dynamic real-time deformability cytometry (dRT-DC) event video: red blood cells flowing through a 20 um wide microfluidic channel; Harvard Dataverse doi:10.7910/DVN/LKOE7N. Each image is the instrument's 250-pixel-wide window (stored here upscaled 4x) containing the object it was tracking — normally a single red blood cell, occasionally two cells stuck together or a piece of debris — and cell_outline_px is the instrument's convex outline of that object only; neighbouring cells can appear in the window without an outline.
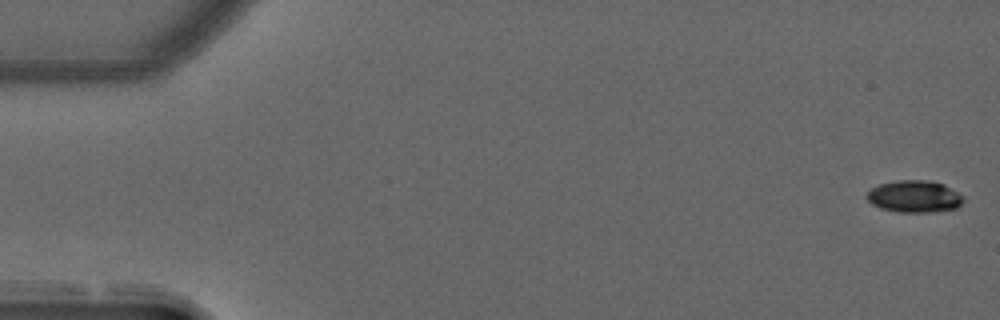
{"species": "common noctule bat (a hibernating species)", "species_latin": "Nyctalus noctula", "temperature_condition": "warm", "stored_images_in_passage": 55, "camera_frame_rate_fps": 3000, "um_per_image_px": 0.085, "animal": {"sex": "male", "forearm_length_mm": 52.5}, "frame": {"image": 1, "passage_image": 1, "time_ms": 0.0, "image_size_px": [1000, 320], "cell_outline_px": [[964, 200], [956, 208], [928, 212], [900, 212], [880, 208], [872, 204], [864, 196], [872, 188], [880, 184], [896, 180], [928, 180], [944, 184], [964, 196]], "centroid_in_image_um": [77.71, 16.69], "position_along_channel_um": 7.3, "area_um2": 17.98}}
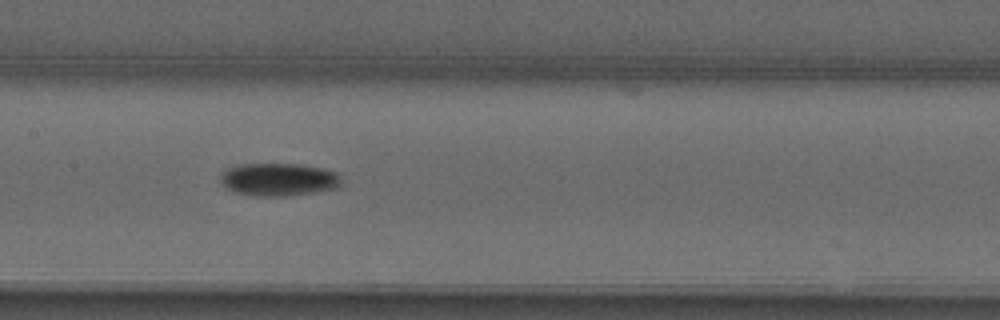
{"frame": {"image": 2, "passage_image": 27, "time_ms": 8.667, "image_size_px": [1000, 320], "cell_outline_px": [[340, 188], [288, 196], [252, 196], [236, 192], [228, 188], [220, 180], [220, 176], [224, 168], [240, 164], [300, 164], [320, 168], [336, 172], [340, 176]], "centroid_in_image_um": [23.67, 15.26], "position_along_channel_um": 183.7, "area_um2": 23.24}}
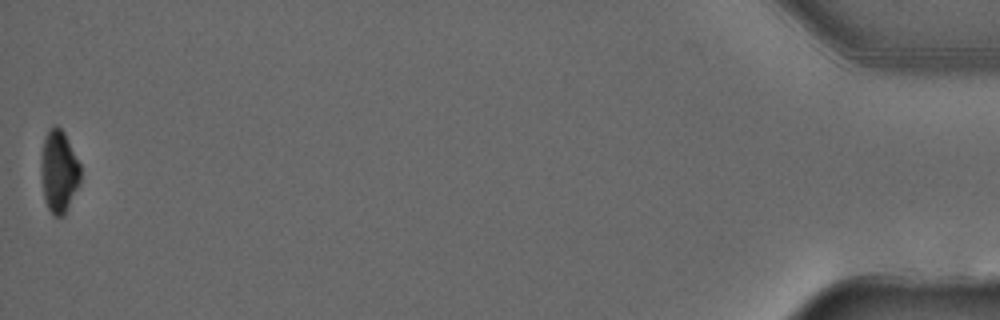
{"frame": {"image": 3, "passage_image": 55, "time_ms": 18.0, "image_size_px": [1000, 320], "cell_outline_px": [[80, 180], [64, 216], [52, 216], [44, 200], [40, 172], [40, 160], [44, 136], [48, 128], [56, 124], [64, 132], [80, 164]], "centroid_in_image_um": [4.97, 14.55], "position_along_channel_um": 430.2, "area_um2": 19.13}, "authors_computed_cell_mechanics": {"area_um2": 20.519, "velocity_mm_per_s": 3.7216, "shape_relaxation_time_tau1_ms": 3.5398, "shape_relaxation_time_tau2_ms": null, "deformation_change_tau1": 0.1588, "deformation_change_tau2": null}}